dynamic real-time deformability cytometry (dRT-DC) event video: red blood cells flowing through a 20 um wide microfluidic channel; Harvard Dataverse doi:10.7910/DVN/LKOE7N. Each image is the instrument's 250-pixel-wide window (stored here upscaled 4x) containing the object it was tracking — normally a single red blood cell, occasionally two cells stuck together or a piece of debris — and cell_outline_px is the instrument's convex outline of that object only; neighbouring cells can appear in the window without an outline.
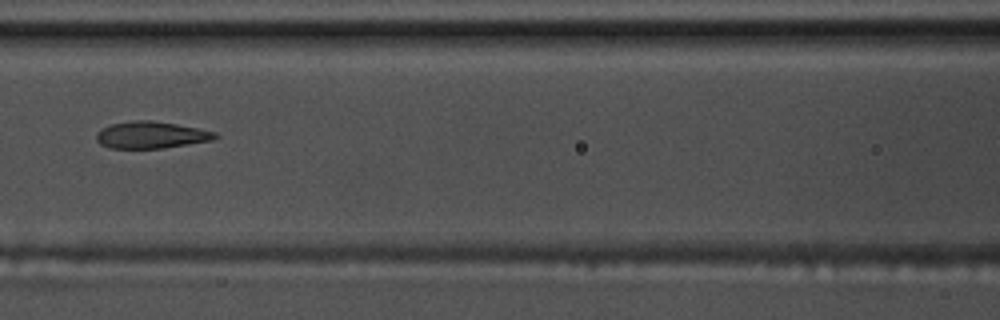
{"species": "common noctule bat (a hibernating species)", "species_latin": "Nyctalus noctula", "temperature_condition": "warm", "stored_images_in_passage": 5, "camera_frame_rate_fps": 3000, "um_per_image_px": 0.085, "animal": {"sex": "male", "body_mass_g": 17.5, "forearm_length_mm": 52.3}, "frame": {"image": 1, "passage_image": 3, "time_ms": 0.667, "image_size_px": [1000, 320], "cell_outline_px": [[220, 136], [212, 140], [160, 148], [112, 148], [100, 144], [96, 140], [96, 136], [104, 128], [112, 124], [136, 120], [152, 120], [176, 124], [216, 132]], "centroid_in_image_um": [12.86, 11.47], "position_along_channel_um": 153.7, "area_um2": 18.21}}
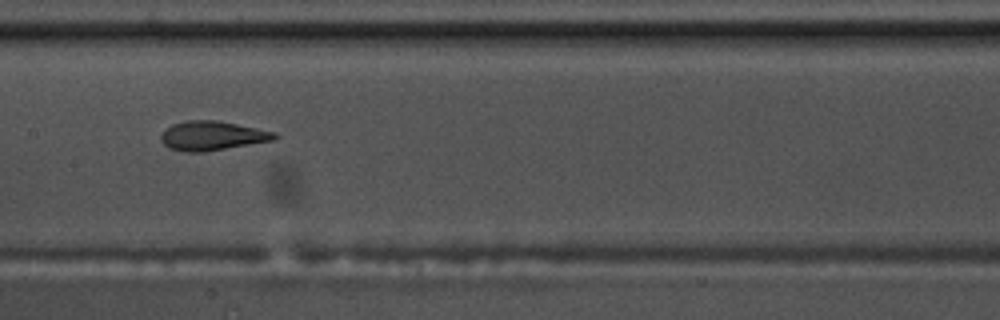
{"frame": {"image": 2, "passage_image": 4, "time_ms": 1.0, "image_size_px": [1000, 320], "cell_outline_px": [[280, 136], [276, 140], [204, 152], [188, 152], [168, 148], [160, 140], [160, 136], [164, 128], [172, 124], [188, 120], [216, 120], [276, 132]], "centroid_in_image_um": [18.03, 11.54], "position_along_channel_um": 189.4, "area_um2": 19.54}}
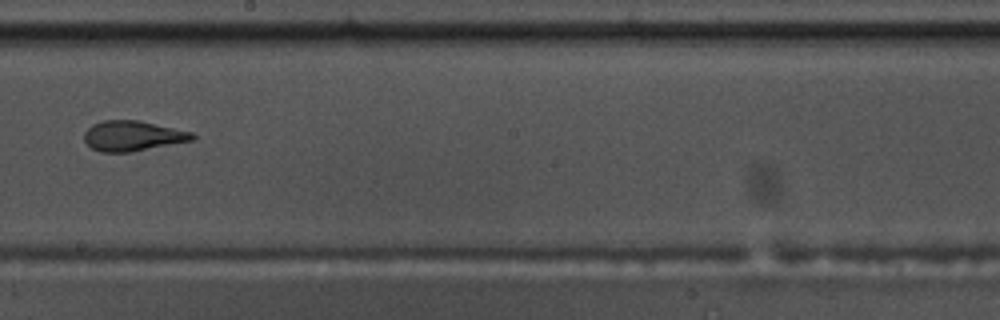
{"frame": {"image": 3, "passage_image": 5, "time_ms": 1.333, "image_size_px": [1000, 320], "cell_outline_px": [[196, 140], [128, 152], [100, 152], [92, 148], [84, 140], [84, 132], [92, 124], [104, 120], [136, 120], [192, 132], [196, 136]], "centroid_in_image_um": [11.27, 11.55], "position_along_channel_um": 236.9, "area_um2": 18.9}}